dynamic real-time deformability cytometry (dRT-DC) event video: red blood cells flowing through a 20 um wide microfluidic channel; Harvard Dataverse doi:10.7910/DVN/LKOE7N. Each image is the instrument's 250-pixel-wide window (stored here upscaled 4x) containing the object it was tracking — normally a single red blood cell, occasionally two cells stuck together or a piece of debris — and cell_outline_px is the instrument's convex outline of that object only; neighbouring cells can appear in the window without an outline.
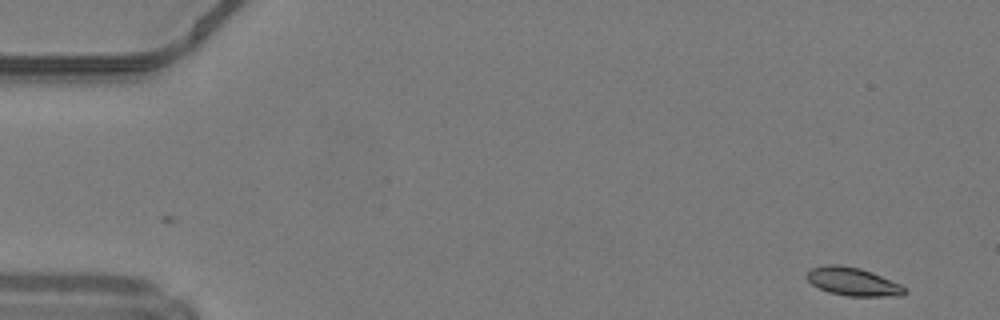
{"species": "common noctule bat (a hibernating species)", "species_latin": "Nyctalus noctula", "temperature_condition": "warm", "stored_images_in_passage": 47, "camera_frame_rate_fps": 3000, "um_per_image_px": 0.085, "animal": {"sex": "male", "body_mass_g": 19.2, "forearm_length_mm": 51.8}, "frame": {"image": 1, "passage_image": 1, "time_ms": 0.0, "image_size_px": [1000, 320], "cell_outline_px": [[908, 292], [900, 296], [848, 296], [828, 292], [812, 284], [808, 280], [808, 272], [812, 268], [828, 264], [840, 264], [860, 268], [872, 272], [900, 284], [908, 288]], "centroid_in_image_um": [72.55, 23.94], "position_along_channel_um": 12.5, "area_um2": 16.07}}
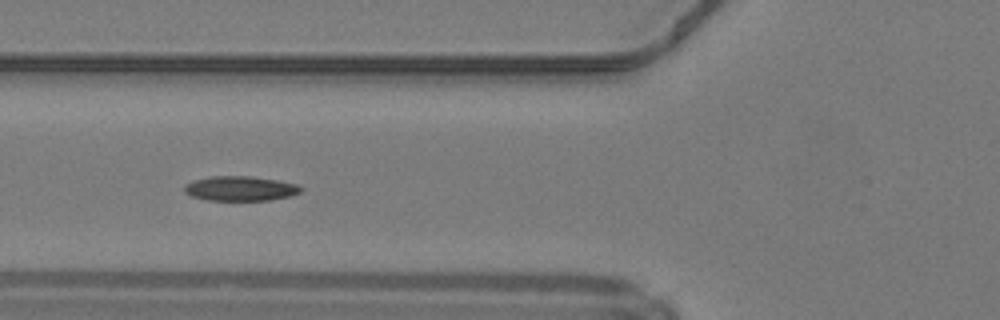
{"frame": {"image": 2, "passage_image": 17, "time_ms": 5.333, "image_size_px": [1000, 320], "cell_outline_px": [[304, 188], [300, 192], [288, 196], [272, 200], [208, 200], [192, 196], [184, 192], [184, 184], [196, 180], [212, 176], [248, 176], [276, 180], [296, 184]], "centroid_in_image_um": [20.42, 16.02], "position_along_channel_um": 105.4, "area_um2": 16.59}}
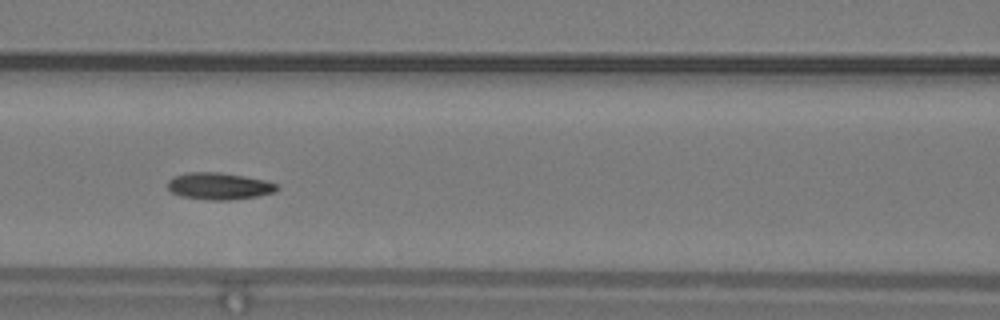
{"frame": {"image": 3, "passage_image": 20, "time_ms": 6.333, "image_size_px": [1000, 320], "cell_outline_px": [[280, 188], [276, 192], [256, 196], [228, 200], [212, 200], [180, 196], [172, 192], [168, 188], [168, 180], [176, 176], [188, 172], [220, 172], [244, 176], [264, 180], [276, 184]], "centroid_in_image_um": [18.63, 15.82], "position_along_channel_um": 148.0, "area_um2": 16.99}, "authors_computed_cell_mechanics": {"area_um2": 16.4152, "velocity_mm_per_s": 4.2045, "shape_relaxation_time_tau1_ms": 11.0037, "shape_relaxation_time_tau2_ms": 2.4543, "deformation_change_tau1": 0.2269, "deformation_change_tau2": 0.0792}}